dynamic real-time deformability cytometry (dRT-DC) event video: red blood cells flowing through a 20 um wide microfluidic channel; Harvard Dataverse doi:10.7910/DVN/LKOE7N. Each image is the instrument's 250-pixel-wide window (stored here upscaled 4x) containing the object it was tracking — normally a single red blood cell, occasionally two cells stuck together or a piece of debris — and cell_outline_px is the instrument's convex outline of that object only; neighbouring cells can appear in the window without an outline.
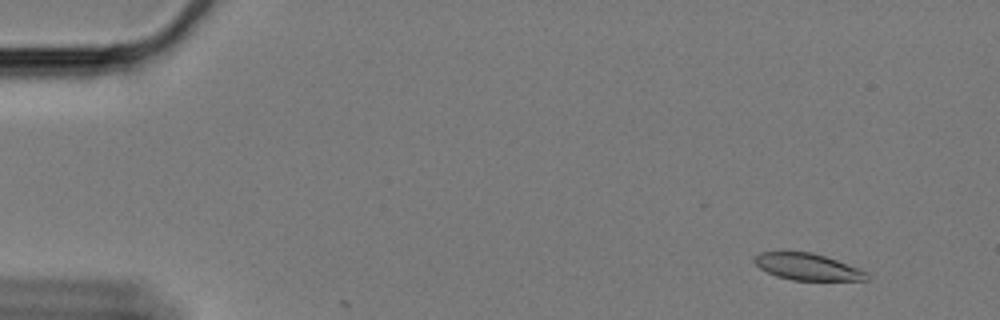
{"species": "Egyptian fruit bat (a non-hibernating species)", "species_latin": "Rousettus aegyptiacus", "temperature_condition": "cold", "stored_images_in_passage": 60, "camera_frame_rate_fps": 3000, "um_per_image_px": 0.085, "animal": {"sex": "female"}, "frame": {"image": 1, "passage_image": 5, "time_ms": 1.333, "image_size_px": [1000, 320], "cell_outline_px": [[868, 280], [792, 280], [776, 276], [760, 268], [752, 260], [752, 256], [760, 252], [812, 252], [836, 260], [868, 272]], "centroid_in_image_um": [68.59, 22.68], "position_along_channel_um": 16.4, "area_um2": 17.34}}
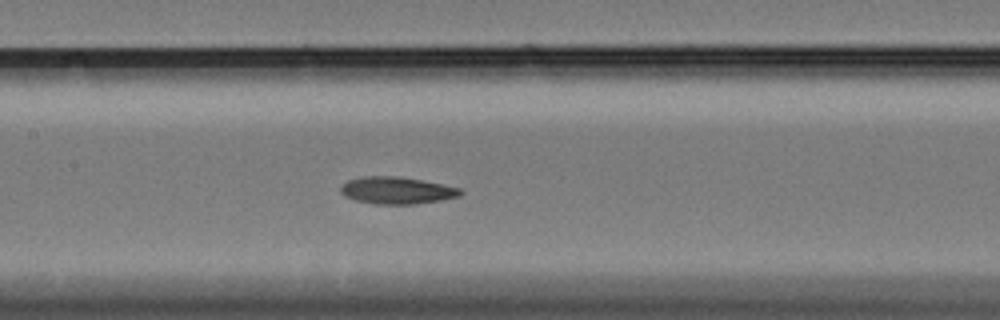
{"frame": {"image": 2, "passage_image": 29, "time_ms": 9.333, "image_size_px": [1000, 320], "cell_outline_px": [[464, 192], [460, 196], [440, 200], [416, 204], [376, 204], [356, 200], [344, 196], [340, 192], [340, 188], [348, 180], [364, 176], [400, 176], [460, 188]], "centroid_in_image_um": [33.72, 16.19], "position_along_channel_um": 173.7, "area_um2": 18.79}}
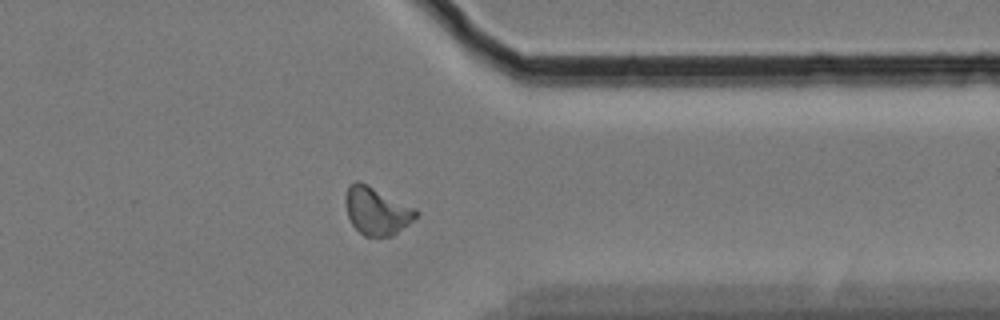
{"frame": {"image": 3, "passage_image": 48, "time_ms": 15.667, "image_size_px": [1000, 320], "cell_outline_px": [[420, 212], [408, 224], [392, 236], [364, 236], [352, 224], [348, 216], [344, 200], [344, 196], [348, 184], [356, 180], [360, 180], [416, 208]], "centroid_in_image_um": [31.99, 17.89], "position_along_channel_um": 379.4, "area_um2": 19.77}, "authors_computed_cell_mechanics": {"area_um2": 18.5538, "velocity_mm_per_s": 3.3257, "shape_relaxation_time_tau1_ms": null, "shape_relaxation_time_tau2_ms": 5.6273, "deformation_change_tau1": null, "deformation_change_tau2": 0.1106}}